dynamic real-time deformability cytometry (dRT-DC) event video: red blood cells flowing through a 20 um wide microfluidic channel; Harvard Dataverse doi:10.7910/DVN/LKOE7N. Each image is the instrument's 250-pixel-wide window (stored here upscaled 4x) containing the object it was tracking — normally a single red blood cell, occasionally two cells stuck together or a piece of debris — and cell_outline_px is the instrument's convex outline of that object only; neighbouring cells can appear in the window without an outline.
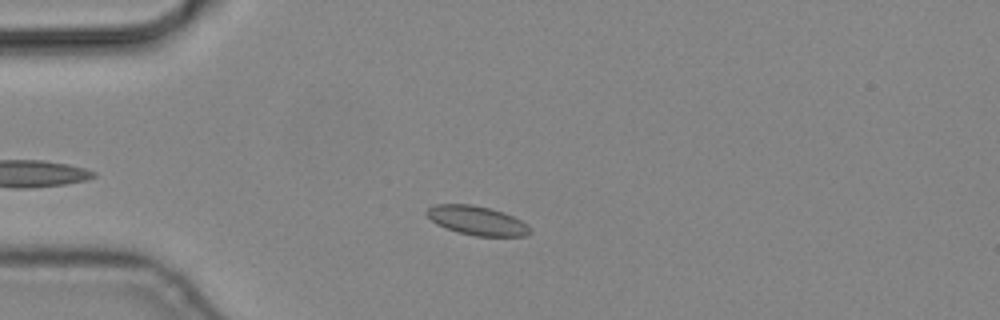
{"species": "common noctule bat (a hibernating species)", "species_latin": "Nyctalus noctula", "temperature_condition": "cold", "stored_images_in_passage": 2, "camera_frame_rate_fps": 3000, "um_per_image_px": 0.085, "animal": {"sex": "male", "body_mass_g": 19.2, "forearm_length_mm": 51.8}, "frame": {"image": 1, "passage_image": 2, "time_ms": 0.333, "image_size_px": [1000, 320], "cell_outline_px": [[532, 232], [528, 236], [476, 236], [456, 232], [436, 224], [424, 212], [428, 208], [436, 204], [472, 204], [492, 208], [504, 212], [528, 224], [532, 228]], "centroid_in_image_um": [40.57, 18.75], "position_along_channel_um": 44.4, "area_um2": 17.74}}